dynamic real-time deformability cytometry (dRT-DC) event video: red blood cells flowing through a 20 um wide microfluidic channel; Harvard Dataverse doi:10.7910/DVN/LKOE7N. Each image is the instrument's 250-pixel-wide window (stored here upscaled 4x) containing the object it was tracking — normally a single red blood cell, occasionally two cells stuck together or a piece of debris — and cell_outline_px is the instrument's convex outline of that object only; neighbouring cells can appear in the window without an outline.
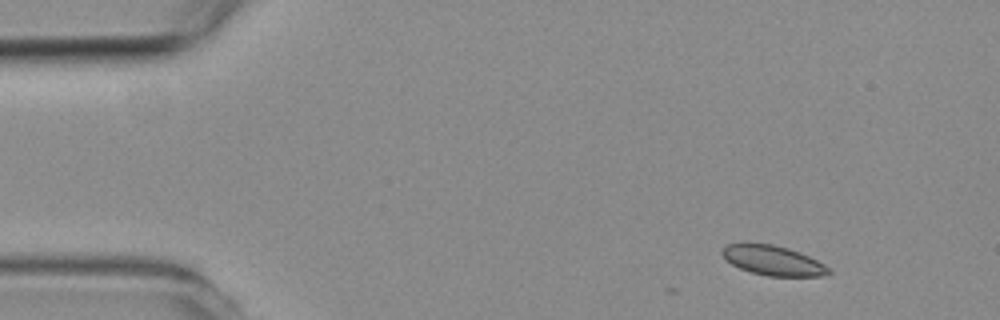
{"species": "common noctule bat (a hibernating species)", "species_latin": "Nyctalus noctula", "temperature_condition": "room temperature", "stored_images_in_passage": 4, "camera_frame_rate_fps": 3000, "um_per_image_px": 0.085, "animal": {"sex": "female", "body_mass_g": 19.3, "forearm_length_mm": 54.1}, "frame": {"image": 1, "passage_image": 1, "time_ms": 0.0, "image_size_px": [1000, 320], "cell_outline_px": [[832, 272], [824, 276], [768, 276], [752, 272], [740, 268], [732, 264], [720, 252], [728, 244], [772, 244], [788, 248], [800, 252], [824, 264]], "centroid_in_image_um": [65.74, 22.15], "position_along_channel_um": 19.3, "area_um2": 18.09}}
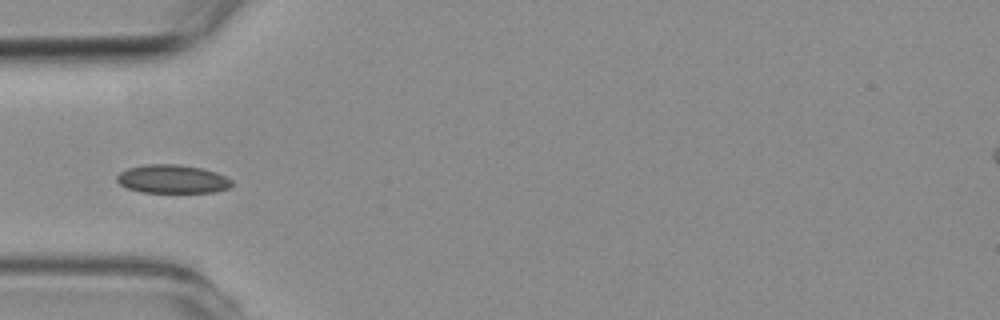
{"frame": {"image": 2, "passage_image": 4, "time_ms": 3.667, "image_size_px": [1000, 320], "cell_outline_px": [[232, 188], [216, 192], [140, 192], [128, 188], [120, 184], [116, 180], [116, 176], [120, 172], [128, 168], [144, 164], [176, 164], [200, 168], [216, 172], [232, 180]], "centroid_in_image_um": [14.66, 15.22], "position_along_channel_um": 70.3, "area_um2": 19.13}}